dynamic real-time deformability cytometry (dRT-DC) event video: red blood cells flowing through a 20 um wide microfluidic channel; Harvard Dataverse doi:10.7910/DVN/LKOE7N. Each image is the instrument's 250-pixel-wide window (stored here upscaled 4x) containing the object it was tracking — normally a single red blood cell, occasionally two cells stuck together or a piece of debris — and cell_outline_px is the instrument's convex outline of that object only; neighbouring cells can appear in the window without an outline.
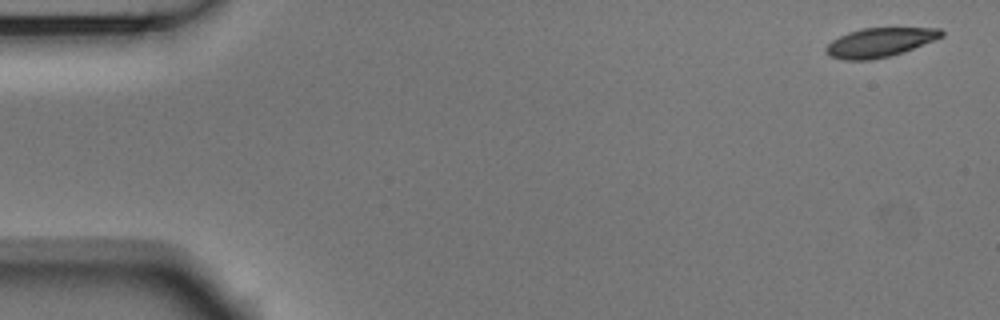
{"species": "Egyptian fruit bat (a non-hibernating species)", "species_latin": "Rousettus aegyptiacus", "temperature_condition": "room temperature", "stored_images_in_passage": 53, "camera_frame_rate_fps": 3000, "um_per_image_px": 0.085, "animal": {"sex": "male"}, "frame": {"image": 1, "passage_image": 1, "time_ms": 0.0, "image_size_px": [1000, 320], "cell_outline_px": [[944, 36], [912, 48], [888, 56], [872, 60], [844, 60], [832, 56], [824, 48], [832, 40], [848, 32], [864, 28], [940, 28], [944, 32]], "centroid_in_image_um": [74.77, 3.59], "position_along_channel_um": 10.2, "area_um2": 19.19}}
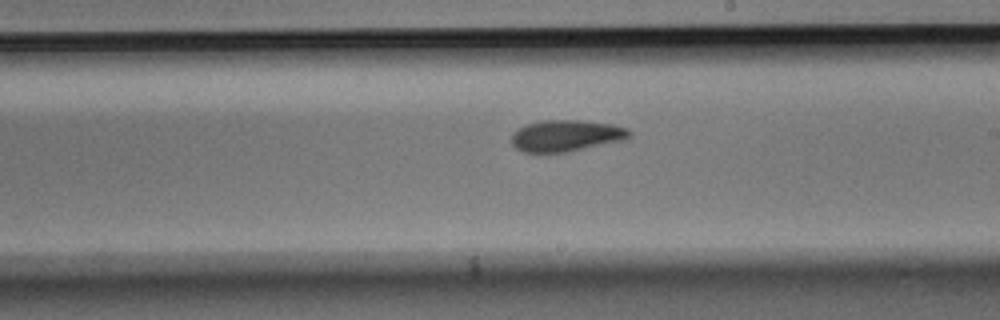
{"frame": {"image": 2, "passage_image": 30, "time_ms": 9.667, "image_size_px": [1000, 320], "cell_outline_px": [[632, 132], [628, 136], [620, 140], [564, 152], [524, 152], [516, 148], [512, 144], [512, 132], [524, 124], [540, 120], [580, 120], [612, 124], [628, 128]], "centroid_in_image_um": [48.05, 11.51], "position_along_channel_um": 241.0, "area_um2": 21.33}}
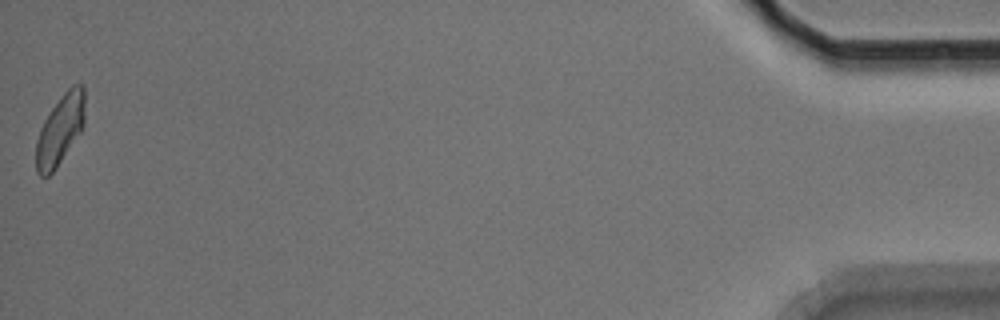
{"frame": {"image": 3, "passage_image": 53, "time_ms": 17.333, "image_size_px": [1000, 320], "cell_outline_px": [[84, 124], [80, 132], [56, 168], [48, 176], [40, 176], [36, 172], [36, 140], [40, 128], [44, 120], [52, 108], [64, 92], [72, 84], [84, 84]], "centroid_in_image_um": [5.1, 11.02], "position_along_channel_um": 430.1, "area_um2": 19.77}, "authors_computed_cell_mechanics": {"area_um2": 20.6924, "velocity_mm_per_s": 3.7118, "shape_relaxation_time_tau1_ms": 3.6892, "shape_relaxation_time_tau2_ms": 2.5233, "deformation_change_tau1": 0.1337, "deformation_change_tau2": 0.0951}}